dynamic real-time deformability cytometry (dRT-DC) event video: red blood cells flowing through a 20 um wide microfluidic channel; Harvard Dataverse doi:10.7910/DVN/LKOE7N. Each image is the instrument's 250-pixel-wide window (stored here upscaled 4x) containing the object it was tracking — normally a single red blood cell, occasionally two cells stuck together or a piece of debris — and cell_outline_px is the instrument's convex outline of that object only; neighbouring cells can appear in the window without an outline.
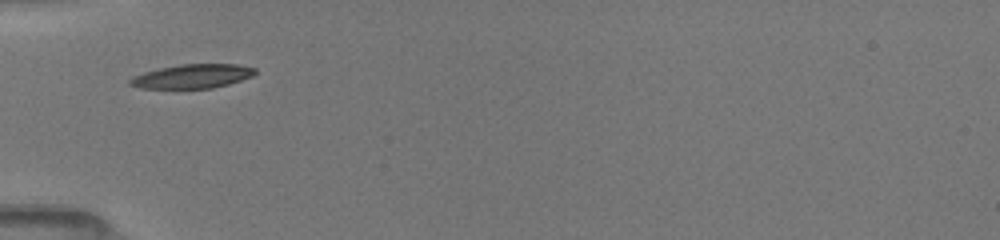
{"species": "common noctule bat (a hibernating species)", "species_latin": "Nyctalus noctula", "temperature_condition": "room temperature", "stored_images_in_passage": 33, "camera_frame_rate_fps": 3000, "um_per_image_px": 0.085, "animal": {"sex": "female", "body_mass_g": 19.5, "forearm_length_mm": 54.1}, "frame": {"image": 1, "passage_image": 1, "time_ms": 0.0, "image_size_px": [1000, 240], "cell_outline_px": [[256, 72], [252, 76], [228, 84], [212, 88], [140, 88], [128, 84], [128, 80], [132, 76], [144, 72], [160, 68], [180, 64], [236, 64], [256, 68]], "centroid_in_image_um": [16.32, 6.48], "position_along_channel_um": 68.7, "area_um2": 17.46}}
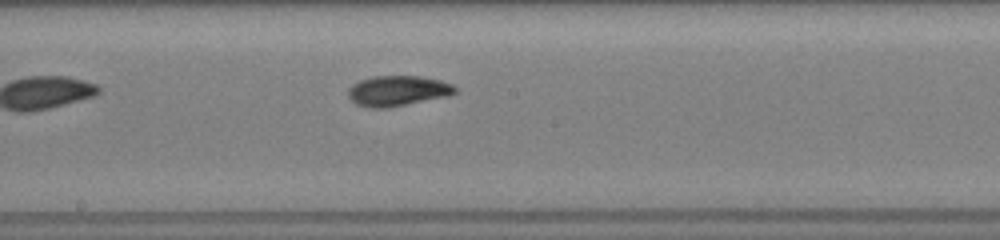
{"frame": {"image": 2, "passage_image": 12, "time_ms": 3.667, "image_size_px": [1000, 240], "cell_outline_px": [[456, 92], [448, 96], [388, 108], [368, 108], [356, 104], [348, 96], [348, 88], [352, 84], [360, 80], [372, 76], [420, 76], [440, 80], [452, 84], [456, 88]], "centroid_in_image_um": [33.78, 7.72], "position_along_channel_um": 214.4, "area_um2": 19.02}}
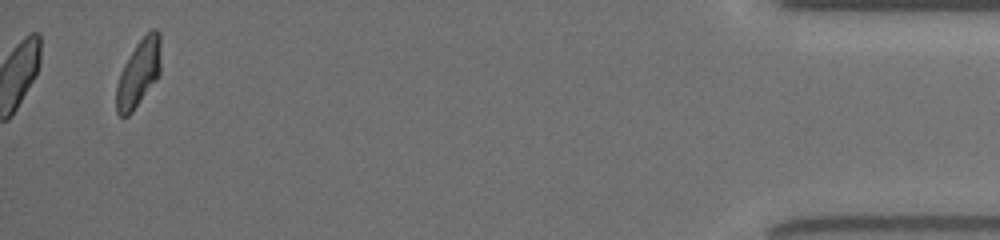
{"frame": {"image": 3, "passage_image": 33, "time_ms": 10.667, "image_size_px": [1000, 240], "cell_outline_px": [[160, 76], [132, 112], [128, 116], [120, 116], [116, 112], [116, 88], [120, 72], [124, 64], [136, 44], [152, 28], [156, 28], [160, 32]], "centroid_in_image_um": [11.79, 6.22], "position_along_channel_um": 423.4, "area_um2": 17.51}, "authors_computed_cell_mechanics": {"area_um2": 18.0914, "velocity_mm_per_s": 4.0094, "shape_relaxation_time_tau1_ms": 4.1439, "shape_relaxation_time_tau2_ms": 1.5653, "deformation_change_tau1": 0.1559, "deformation_change_tau2": 0.0659}}